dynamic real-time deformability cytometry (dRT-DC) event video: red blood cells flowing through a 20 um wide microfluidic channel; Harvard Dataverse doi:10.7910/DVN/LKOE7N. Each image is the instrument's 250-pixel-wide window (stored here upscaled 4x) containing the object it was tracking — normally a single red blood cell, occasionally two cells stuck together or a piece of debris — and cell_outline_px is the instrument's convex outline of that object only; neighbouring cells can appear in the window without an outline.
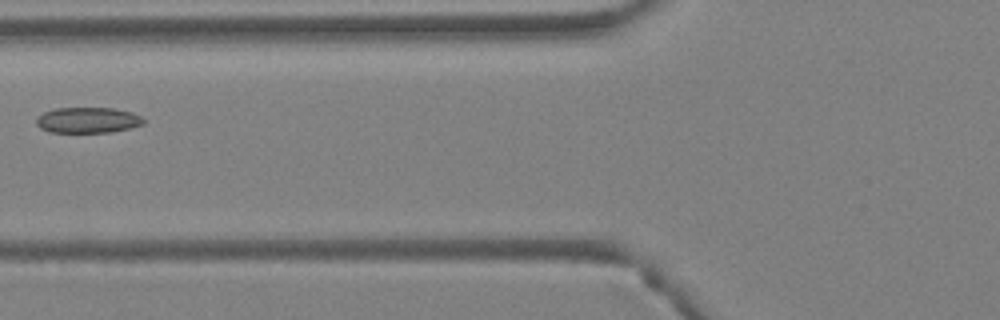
{"species": "Egyptian fruit bat (a non-hibernating species)", "species_latin": "Rousettus aegyptiacus", "temperature_condition": "warm", "stored_images_in_passage": 3, "camera_frame_rate_fps": 3000, "um_per_image_px": 0.085, "animal": {"sex": "female"}, "frame": {"image": 1, "passage_image": 3, "time_ms": 0.667, "image_size_px": [1000, 320], "cell_outline_px": [[144, 124], [112, 132], [48, 132], [40, 128], [36, 124], [36, 120], [44, 112], [56, 108], [116, 108], [132, 112], [140, 116], [144, 120]], "centroid_in_image_um": [7.47, 10.21], "position_along_channel_um": 118.3, "area_um2": 16.01}}